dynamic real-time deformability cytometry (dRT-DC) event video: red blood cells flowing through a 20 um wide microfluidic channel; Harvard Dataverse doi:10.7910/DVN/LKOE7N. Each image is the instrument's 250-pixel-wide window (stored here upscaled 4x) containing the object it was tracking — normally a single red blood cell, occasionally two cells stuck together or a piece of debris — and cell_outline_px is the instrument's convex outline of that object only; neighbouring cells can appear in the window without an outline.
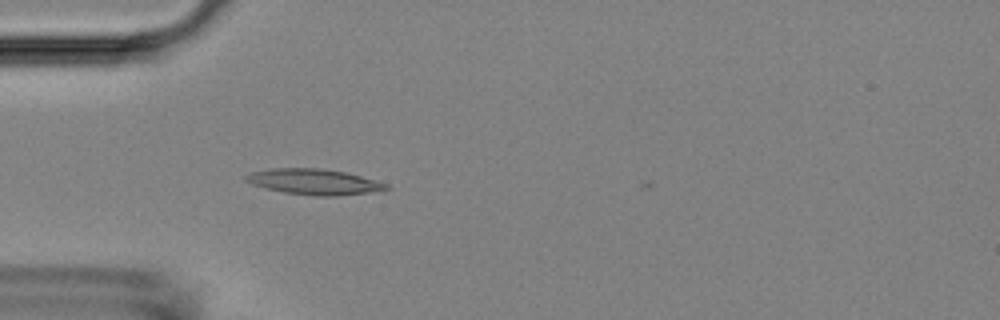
{"species": "Egyptian fruit bat (a non-hibernating species)", "species_latin": "Rousettus aegyptiacus", "temperature_condition": "room temperature", "stored_images_in_passage": 5, "camera_frame_rate_fps": 3000, "um_per_image_px": 0.085, "animal": {"sex": "female"}, "frame": {"image": 1, "passage_image": 5, "time_ms": 1.333, "image_size_px": [1000, 320], "cell_outline_px": [[392, 188], [372, 192], [336, 196], [316, 196], [284, 192], [264, 188], [252, 184], [244, 180], [244, 176], [252, 172], [272, 168], [320, 168], [344, 172], [360, 176], [388, 184]], "centroid_in_image_um": [26.68, 15.45], "position_along_channel_um": 58.3, "area_um2": 20.92}}